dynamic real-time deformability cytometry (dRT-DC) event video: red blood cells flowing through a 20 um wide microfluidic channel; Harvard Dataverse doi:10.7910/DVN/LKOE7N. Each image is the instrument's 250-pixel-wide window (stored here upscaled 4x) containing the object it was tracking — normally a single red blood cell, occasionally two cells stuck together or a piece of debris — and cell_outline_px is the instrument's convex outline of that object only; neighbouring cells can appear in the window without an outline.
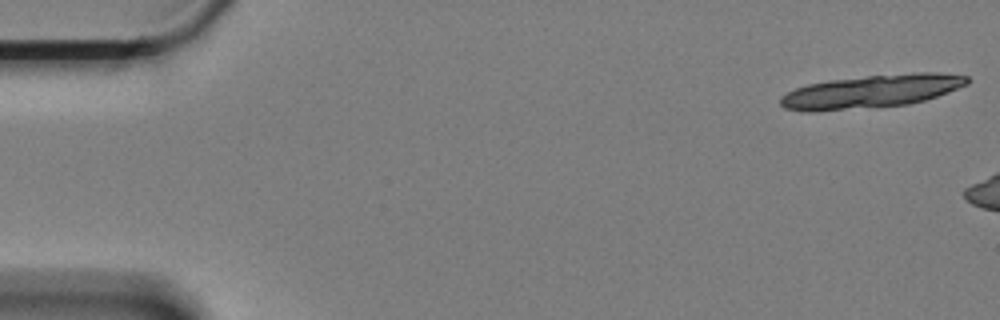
{"species": "Egyptian fruit bat (a non-hibernating species)", "species_latin": "Rousettus aegyptiacus", "temperature_condition": "cold", "stored_images_in_passage": 7, "camera_frame_rate_fps": 3000, "um_per_image_px": 0.085, "animal": {"sex": "female"}, "frame": {"image": 1, "passage_image": 1, "time_ms": 0.0, "image_size_px": [1000, 320], "cell_outline_px": [[972, 80], [968, 84], [948, 92], [924, 100], [908, 104], [816, 112], [804, 112], [784, 108], [780, 104], [780, 96], [796, 88], [808, 84], [828, 80], [868, 76], [912, 72], [936, 72], [968, 76]], "centroid_in_image_um": [74.05, 7.77], "position_along_channel_um": 10.9, "area_um2": 36.13}}